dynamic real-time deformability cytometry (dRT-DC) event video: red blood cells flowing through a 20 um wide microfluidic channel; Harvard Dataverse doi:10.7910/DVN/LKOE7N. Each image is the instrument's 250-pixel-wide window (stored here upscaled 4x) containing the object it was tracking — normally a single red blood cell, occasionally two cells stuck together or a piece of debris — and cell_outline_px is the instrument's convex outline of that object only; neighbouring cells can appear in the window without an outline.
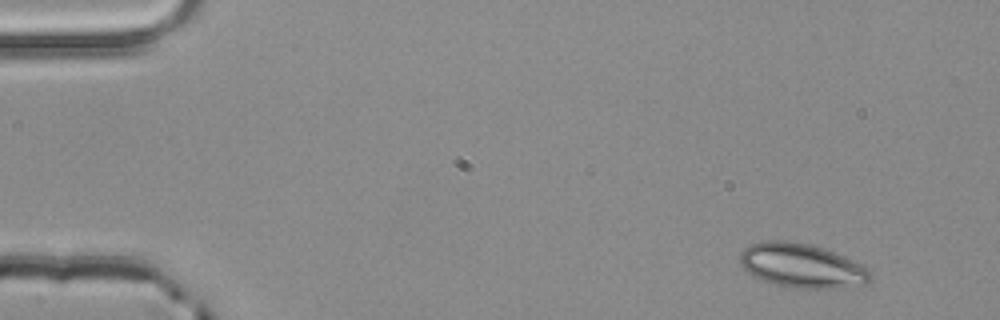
{"species": "common noctule bat (a hibernating species)", "species_latin": "Nyctalus noctula", "temperature_condition": "room temperature", "stored_images_in_passage": 3, "camera_frame_rate_fps": 3000, "um_per_image_px": 0.085, "animal": {"sex": "male", "body_mass_g": 20.4}, "frame": {"image": 1, "passage_image": 1, "time_ms": 0.0, "image_size_px": [1000, 320], "cell_outline_px": [[872, 280], [868, 284], [848, 288], [792, 288], [776, 284], [764, 280], [748, 272], [740, 264], [740, 252], [748, 244], [764, 240], [784, 240], [808, 244], [824, 248], [844, 256], [860, 264], [872, 272]], "centroid_in_image_um": [68.19, 22.58], "position_along_channel_um": 16.8, "area_um2": 33.81}}